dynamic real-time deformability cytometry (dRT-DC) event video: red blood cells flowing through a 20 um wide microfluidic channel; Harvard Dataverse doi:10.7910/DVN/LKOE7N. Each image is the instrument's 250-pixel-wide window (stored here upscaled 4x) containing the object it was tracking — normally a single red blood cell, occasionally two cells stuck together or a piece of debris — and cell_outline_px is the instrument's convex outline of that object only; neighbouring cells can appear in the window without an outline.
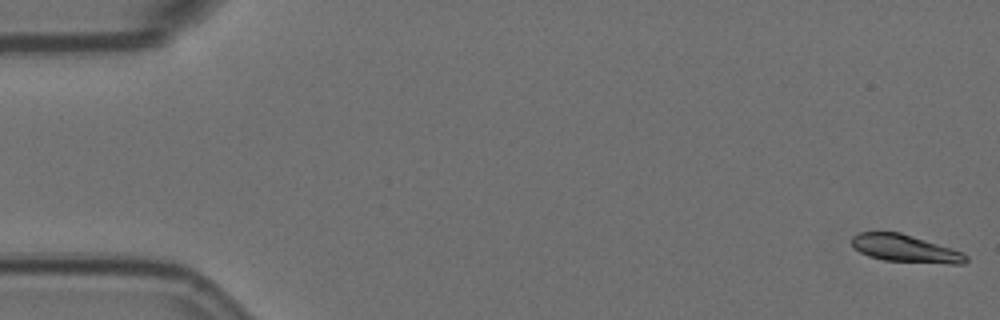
{"species": "Egyptian fruit bat (a non-hibernating species)", "species_latin": "Rousettus aegyptiacus", "temperature_condition": "room temperature", "stored_images_in_passage": 5, "camera_frame_rate_fps": 3000, "um_per_image_px": 0.085, "animal": {"sex": "female"}, "frame": {"image": 1, "passage_image": 1, "time_ms": 0.0, "image_size_px": [1000, 320], "cell_outline_px": [[968, 260], [964, 264], [948, 264], [884, 260], [868, 256], [852, 248], [852, 236], [860, 232], [900, 232], [952, 248], [964, 252], [968, 256]], "centroid_in_image_um": [76.97, 21.13], "position_along_channel_um": 8.0, "area_um2": 18.44}}
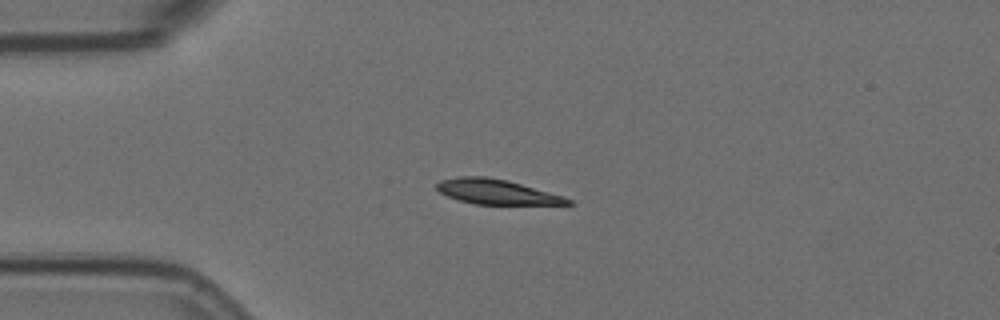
{"frame": {"image": 2, "passage_image": 4, "time_ms": 1.0, "image_size_px": [1000, 320], "cell_outline_px": [[576, 204], [476, 204], [460, 200], [448, 196], [440, 192], [436, 188], [436, 184], [440, 180], [456, 176], [484, 176], [508, 180], [564, 196], [572, 200]], "centroid_in_image_um": [42.21, 16.29], "position_along_channel_um": 42.8, "area_um2": 18.96}}